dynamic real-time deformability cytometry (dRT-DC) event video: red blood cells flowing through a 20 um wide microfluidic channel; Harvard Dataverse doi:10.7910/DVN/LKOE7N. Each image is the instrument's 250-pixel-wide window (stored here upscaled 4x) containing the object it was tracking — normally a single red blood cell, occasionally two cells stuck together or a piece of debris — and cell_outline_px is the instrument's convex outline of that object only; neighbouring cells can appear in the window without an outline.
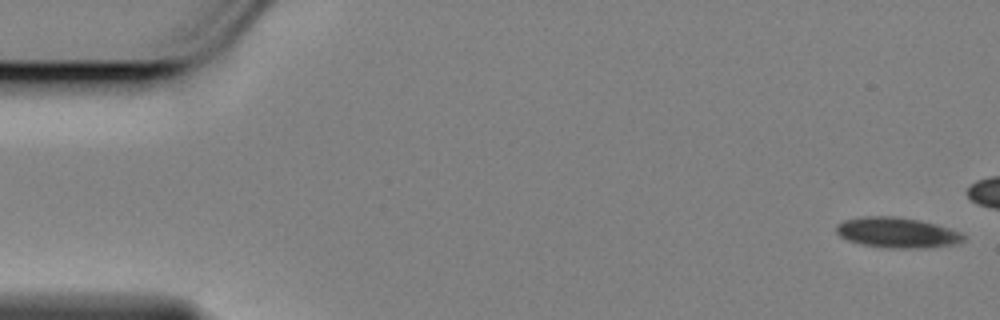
{"species": "Egyptian fruit bat (a non-hibernating species)", "species_latin": "Rousettus aegyptiacus", "temperature_condition": "cold", "stored_images_in_passage": 46, "camera_frame_rate_fps": 3000, "um_per_image_px": 0.085, "animal": {"sex": "female"}, "frame": {"image": 1, "passage_image": 1, "time_ms": 0.0, "image_size_px": [1000, 320], "cell_outline_px": [[964, 240], [948, 244], [924, 248], [892, 248], [860, 244], [848, 240], [840, 236], [836, 232], [836, 224], [844, 220], [860, 216], [896, 216], [920, 220], [936, 224], [960, 232], [964, 236]], "centroid_in_image_um": [76.18, 19.75], "position_along_channel_um": 8.8, "area_um2": 22.37}}
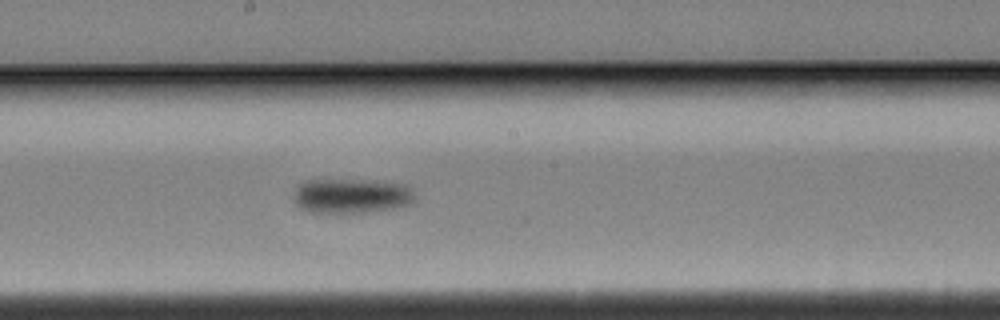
{"frame": {"image": 2, "passage_image": 30, "time_ms": 9.667, "image_size_px": [1000, 320], "cell_outline_px": [[412, 204], [392, 208], [368, 212], [312, 212], [300, 208], [296, 204], [296, 188], [304, 180], [384, 180], [408, 184], [412, 188]], "centroid_in_image_um": [29.93, 16.62], "position_along_channel_um": 218.3, "area_um2": 24.51}}
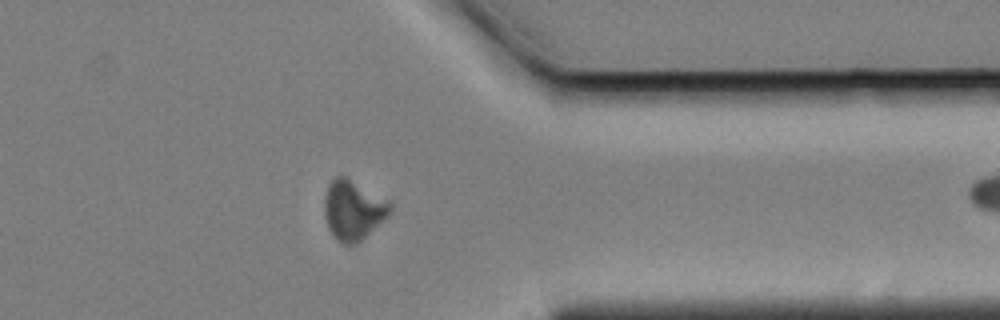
{"frame": {"image": 3, "passage_image": 45, "time_ms": 14.667, "image_size_px": [1000, 320], "cell_outline_px": [[392, 208], [388, 216], [356, 244], [344, 244], [336, 240], [328, 228], [324, 216], [324, 196], [328, 184], [336, 176], [344, 176], [388, 200], [392, 204]], "centroid_in_image_um": [29.99, 17.86], "position_along_channel_um": 381.4, "area_um2": 22.72}}